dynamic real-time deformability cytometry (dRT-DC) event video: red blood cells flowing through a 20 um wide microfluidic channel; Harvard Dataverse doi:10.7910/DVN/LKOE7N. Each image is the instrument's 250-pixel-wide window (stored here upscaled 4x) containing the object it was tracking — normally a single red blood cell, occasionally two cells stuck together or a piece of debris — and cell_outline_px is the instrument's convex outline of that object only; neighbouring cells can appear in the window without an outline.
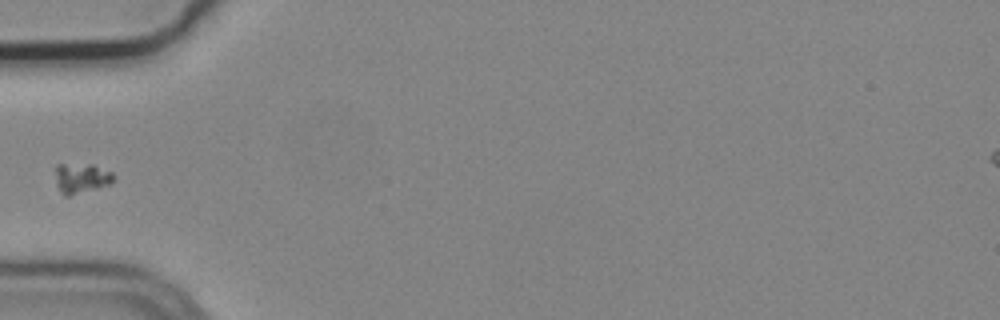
{"species": "common noctule bat (a hibernating species)", "species_latin": "Nyctalus noctula", "temperature_condition": "cold", "stored_images_in_passage": 6, "camera_frame_rate_fps": 3000, "um_per_image_px": 0.085, "animal": {"sex": "male", "body_mass_g": 19.2, "forearm_length_mm": 51.8}, "frame": {"image": 1, "passage_image": 6, "time_ms": 1.667, "image_size_px": [1000, 320], "cell_outline_px": [[116, 176], [112, 184], [68, 196], [64, 196], [60, 192], [56, 184], [56, 164], [92, 164], [112, 172]], "centroid_in_image_um": [6.93, 15.14], "position_along_channel_um": 78.1, "area_um2": 10.35}}